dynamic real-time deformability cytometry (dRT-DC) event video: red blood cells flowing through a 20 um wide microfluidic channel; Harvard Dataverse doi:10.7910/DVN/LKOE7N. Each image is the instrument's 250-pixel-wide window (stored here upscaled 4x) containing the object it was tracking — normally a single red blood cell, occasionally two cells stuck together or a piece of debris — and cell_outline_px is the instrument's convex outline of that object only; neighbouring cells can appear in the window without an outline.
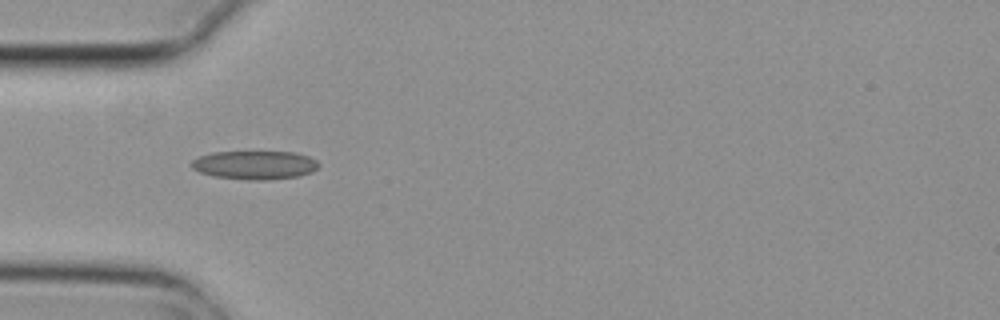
{"species": "common noctule bat (a hibernating species)", "species_latin": "Nyctalus noctula", "temperature_condition": "cold", "stored_images_in_passage": 2, "camera_frame_rate_fps": 3000, "um_per_image_px": 0.085, "animal": {"sex": "female", "body_mass_g": 29.2, "forearm_length_mm": 56.3}, "frame": {"image": 1, "passage_image": 1, "time_ms": 0.0, "image_size_px": [1000, 320], "cell_outline_px": [[320, 164], [312, 172], [296, 176], [264, 180], [248, 180], [212, 176], [200, 172], [192, 168], [192, 160], [200, 156], [212, 152], [296, 152], [308, 156], [316, 160]], "centroid_in_image_um": [21.65, 14.02], "position_along_channel_um": 63.4, "area_um2": 21.1}}
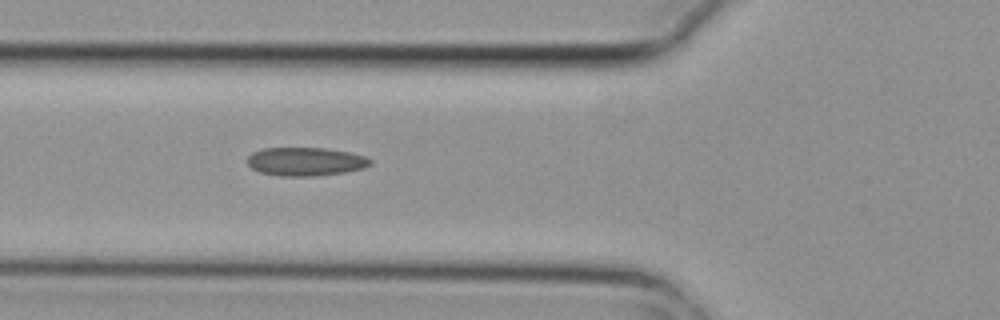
{"frame": {"image": 2, "passage_image": 2, "time_ms": 0.333, "image_size_px": [1000, 320], "cell_outline_px": [[372, 164], [364, 168], [344, 172], [316, 176], [280, 176], [260, 172], [252, 168], [248, 164], [248, 156], [252, 152], [264, 148], [324, 148], [348, 152], [364, 156], [372, 160]], "centroid_in_image_um": [25.97, 13.73], "position_along_channel_um": 99.8, "area_um2": 20.35}}